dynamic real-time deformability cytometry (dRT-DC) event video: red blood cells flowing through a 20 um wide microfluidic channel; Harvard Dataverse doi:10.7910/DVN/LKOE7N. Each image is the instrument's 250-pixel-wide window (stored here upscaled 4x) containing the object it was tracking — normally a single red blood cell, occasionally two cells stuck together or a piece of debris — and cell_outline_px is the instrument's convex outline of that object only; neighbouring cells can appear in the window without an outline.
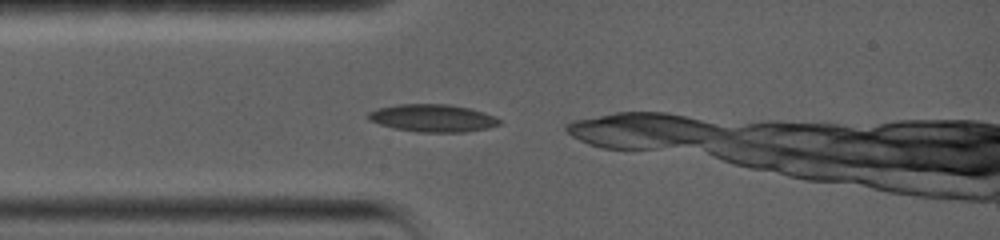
{"species": "common noctule bat (a hibernating species)", "species_latin": "Nyctalus noctula", "temperature_condition": "warm", "stored_images_in_passage": 33, "camera_frame_rate_fps": 5000, "um_per_image_px": 0.085, "animal": {"sex": "female", "body_mass_g": 19.0, "forearm_length_mm": 56.7}, "frame": {"image": 1, "passage_image": 1, "time_ms": 0.0, "image_size_px": [1000, 240], "cell_outline_px": [[500, 124], [488, 128], [464, 132], [420, 132], [392, 128], [368, 120], [368, 112], [376, 108], [400, 104], [448, 104], [468, 108], [484, 112], [496, 116], [500, 120]], "centroid_in_image_um": [36.77, 10.04], "position_along_channel_um": 48.2, "area_um2": 21.1}}
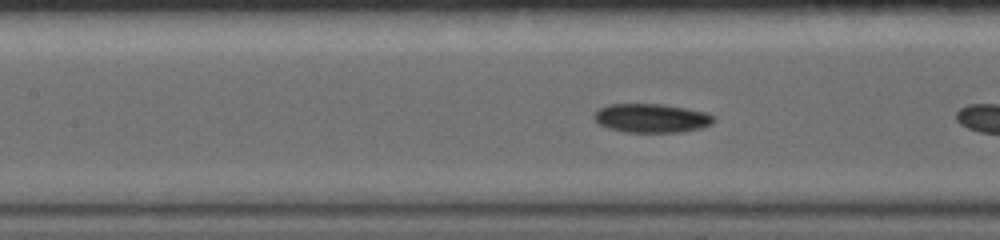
{"frame": {"image": 2, "passage_image": 11, "time_ms": 2.8, "image_size_px": [1000, 240], "cell_outline_px": [[716, 120], [712, 124], [700, 128], [680, 132], [624, 132], [608, 128], [600, 124], [592, 116], [600, 108], [608, 104], [664, 104], [688, 108], [708, 112]], "centroid_in_image_um": [55.4, 10.03], "position_along_channel_um": 152.0, "area_um2": 20.23}}
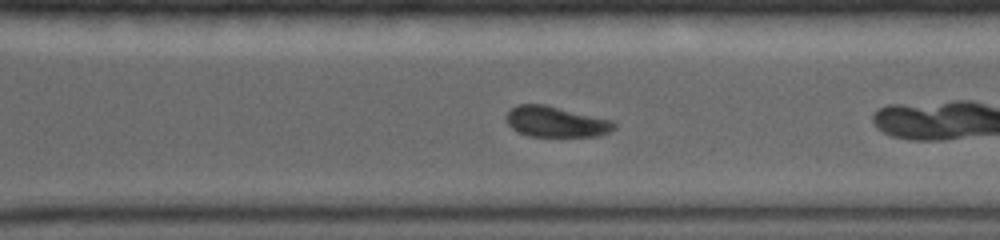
{"frame": {"image": 3, "passage_image": 27, "time_ms": 7.4, "image_size_px": [1000, 240], "cell_outline_px": [[620, 124], [616, 128], [600, 136], [528, 136], [512, 128], [508, 124], [508, 112], [516, 104], [544, 104], [616, 120]], "centroid_in_image_um": [47.36, 10.34], "position_along_channel_um": 323.2, "area_um2": 19.48}, "authors_computed_cell_mechanics": {"area_um2": 20.23, "velocity_mm_per_s": 3.7243, "shape_relaxation_time_tau1_ms": 4.7769, "shape_relaxation_time_tau2_ms": null, "deformation_change_tau1": 0.1277, "deformation_change_tau2": null}}